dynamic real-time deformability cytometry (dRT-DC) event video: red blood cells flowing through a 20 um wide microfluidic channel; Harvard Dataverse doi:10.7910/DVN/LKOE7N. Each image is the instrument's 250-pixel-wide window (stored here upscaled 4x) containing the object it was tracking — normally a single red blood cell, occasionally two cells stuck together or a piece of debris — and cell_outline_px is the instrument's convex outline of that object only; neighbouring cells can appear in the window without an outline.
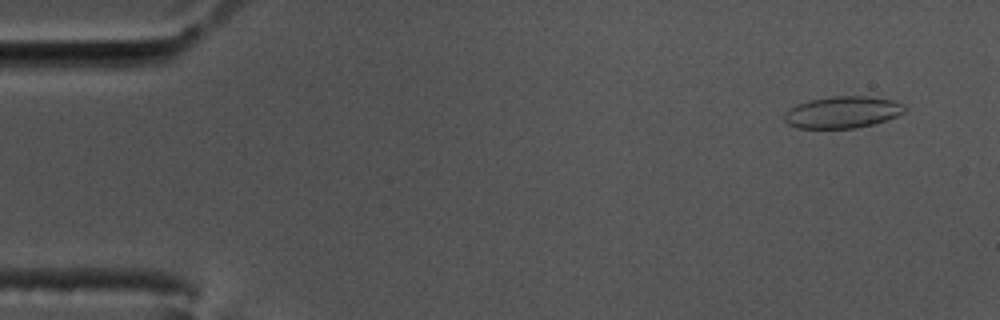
{"species": "common noctule bat (a hibernating species)", "species_latin": "Nyctalus noctula", "temperature_condition": "cold", "stored_images_in_passage": 58, "camera_frame_rate_fps": 3000, "um_per_image_px": 0.085, "animal": {"sex": "male", "body_mass_g": 17.5, "forearm_length_mm": 52.3}, "frame": {"image": 1, "passage_image": 4, "time_ms": 1.0, "image_size_px": [1000, 320], "cell_outline_px": [[904, 112], [888, 120], [856, 128], [796, 128], [788, 124], [784, 120], [784, 112], [796, 104], [808, 100], [832, 96], [868, 96], [892, 100], [904, 104]], "centroid_in_image_um": [71.58, 9.53], "position_along_channel_um": 13.4, "area_um2": 22.37}}
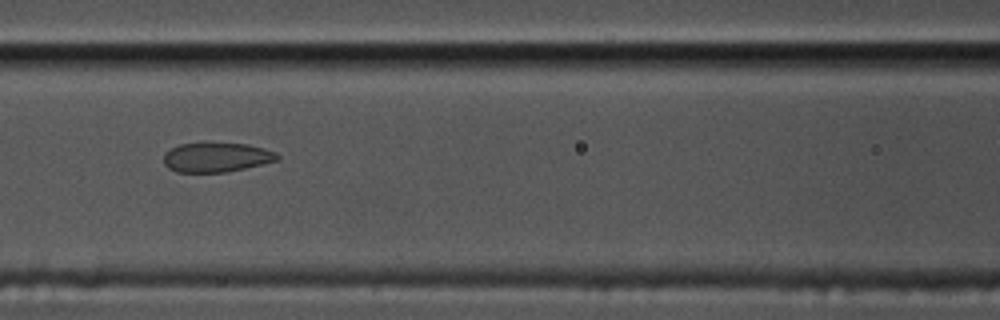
{"frame": {"image": 2, "passage_image": 25, "time_ms": 8.0, "image_size_px": [1000, 320], "cell_outline_px": [[280, 156], [276, 160], [228, 172], [176, 172], [168, 168], [164, 164], [164, 152], [180, 144], [248, 144], [264, 148], [276, 152]], "centroid_in_image_um": [18.38, 13.38], "position_along_channel_um": 148.2, "area_um2": 19.19}}
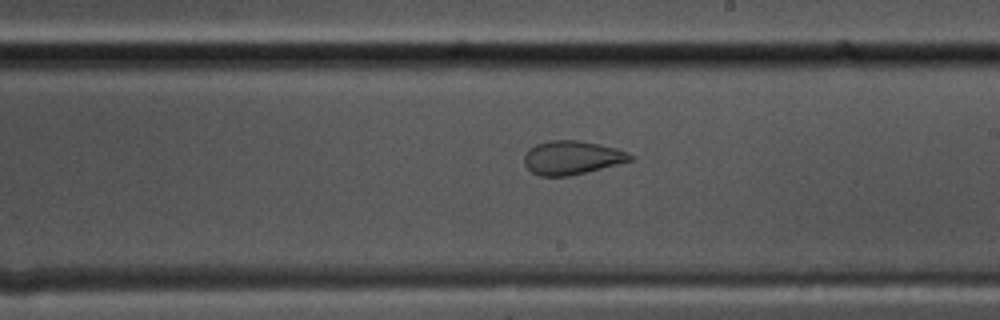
{"frame": {"image": 3, "passage_image": 33, "time_ms": 10.667, "image_size_px": [1000, 320], "cell_outline_px": [[636, 156], [632, 160], [568, 176], [540, 176], [532, 172], [524, 164], [524, 152], [528, 148], [536, 144], [548, 140], [576, 140], [600, 144], [616, 148], [628, 152]], "centroid_in_image_um": [48.58, 13.38], "position_along_channel_um": 240.4, "area_um2": 20.81}, "authors_computed_cell_mechanics": {"area_um2": 22.3397, "velocity_mm_per_s": 3.4708, "shape_relaxation_time_tau1_ms": null, "shape_relaxation_time_tau2_ms": 1.3579, "deformation_change_tau1": null, "deformation_change_tau2": 0.0485}}